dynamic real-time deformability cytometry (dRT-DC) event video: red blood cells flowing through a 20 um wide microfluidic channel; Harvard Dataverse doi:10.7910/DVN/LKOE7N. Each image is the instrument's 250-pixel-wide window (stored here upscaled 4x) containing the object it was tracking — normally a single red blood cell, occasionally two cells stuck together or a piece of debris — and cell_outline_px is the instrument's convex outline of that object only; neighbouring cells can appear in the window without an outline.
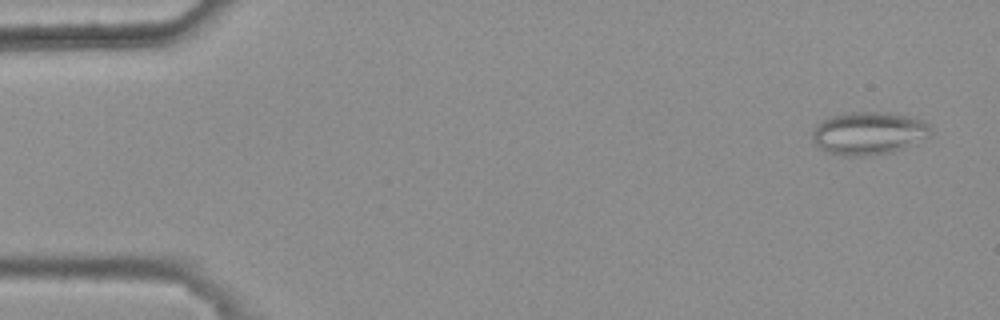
{"species": "common noctule bat (a hibernating species)", "species_latin": "Nyctalus noctula", "temperature_condition": "warm", "stored_images_in_passage": 5, "camera_frame_rate_fps": 3000, "um_per_image_px": 0.085, "animal": {"sex": "female", "body_mass_g": 25.1}, "frame": {"image": 1, "passage_image": 1, "time_ms": 0.0, "image_size_px": [1000, 320], "cell_outline_px": [[932, 132], [928, 136], [904, 148], [892, 152], [864, 156], [844, 156], [828, 152], [820, 148], [812, 140], [812, 132], [816, 124], [832, 116], [848, 112], [888, 112], [924, 120], [928, 124]], "centroid_in_image_um": [73.82, 11.32], "position_along_channel_um": 11.2, "area_um2": 29.48}}